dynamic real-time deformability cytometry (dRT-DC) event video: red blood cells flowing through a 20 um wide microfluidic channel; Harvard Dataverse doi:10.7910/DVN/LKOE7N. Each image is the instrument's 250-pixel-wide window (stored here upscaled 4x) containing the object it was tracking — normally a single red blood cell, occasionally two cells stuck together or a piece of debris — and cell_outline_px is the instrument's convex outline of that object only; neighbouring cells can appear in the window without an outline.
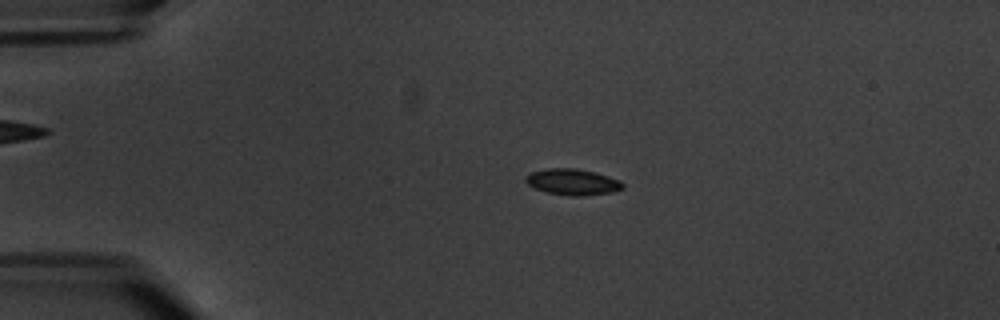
{"species": "common noctule bat (a hibernating species)", "species_latin": "Nyctalus noctula", "temperature_condition": "warm", "stored_images_in_passage": 12, "camera_frame_rate_fps": 3000, "um_per_image_px": 0.085, "animal": {"sex": "male", "body_mass_g": 20.1, "forearm_length_mm": 53.5}, "frame": {"image": 1, "passage_image": 4, "time_ms": 3.333, "image_size_px": [1000, 320], "cell_outline_px": [[624, 188], [612, 192], [584, 196], [572, 196], [548, 192], [536, 188], [528, 184], [524, 180], [524, 176], [532, 172], [548, 168], [576, 168], [596, 172], [620, 180], [624, 184]], "centroid_in_image_um": [48.69, 15.46], "position_along_channel_um": 36.3, "area_um2": 14.8}}
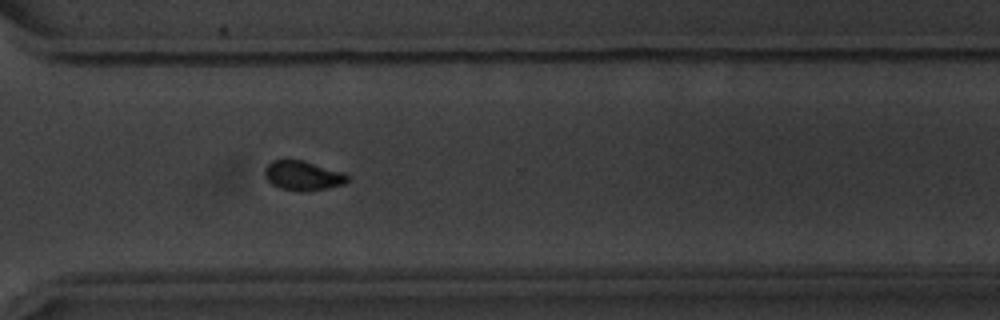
{"frame": {"image": 2, "passage_image": 12, "time_ms": 13.667, "image_size_px": [1000, 320], "cell_outline_px": [[352, 180], [344, 184], [328, 188], [280, 188], [272, 184], [264, 176], [264, 168], [272, 160], [304, 160], [344, 172], [352, 176]], "centroid_in_image_um": [25.81, 14.87], "position_along_channel_um": 344.8, "area_um2": 13.87}}